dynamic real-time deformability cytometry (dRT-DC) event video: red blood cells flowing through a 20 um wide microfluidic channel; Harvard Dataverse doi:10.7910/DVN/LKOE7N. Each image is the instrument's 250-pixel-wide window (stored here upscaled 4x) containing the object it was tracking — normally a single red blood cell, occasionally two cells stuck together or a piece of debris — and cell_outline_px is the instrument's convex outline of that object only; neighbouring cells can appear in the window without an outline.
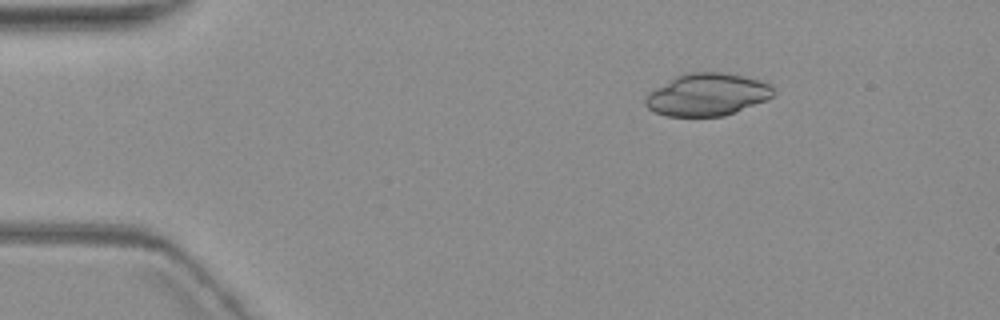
{"species": "common noctule bat (a hibernating species)", "species_latin": "Nyctalus noctula", "temperature_condition": "warm", "stored_images_in_passage": 4, "camera_frame_rate_fps": 3000, "um_per_image_px": 0.085, "animal": {"sex": "female", "body_mass_g": 19.3, "forearm_length_mm": 54.1}, "frame": {"image": 1, "passage_image": 1, "time_ms": 0.0, "image_size_px": [1000, 320], "cell_outline_px": [[776, 92], [768, 100], [736, 112], [724, 116], [668, 116], [656, 112], [648, 108], [644, 104], [644, 100], [648, 92], [676, 76], [688, 72], [720, 72], [744, 76], [772, 84]], "centroid_in_image_um": [60.14, 8.04], "position_along_channel_um": 24.9, "area_um2": 31.79}}